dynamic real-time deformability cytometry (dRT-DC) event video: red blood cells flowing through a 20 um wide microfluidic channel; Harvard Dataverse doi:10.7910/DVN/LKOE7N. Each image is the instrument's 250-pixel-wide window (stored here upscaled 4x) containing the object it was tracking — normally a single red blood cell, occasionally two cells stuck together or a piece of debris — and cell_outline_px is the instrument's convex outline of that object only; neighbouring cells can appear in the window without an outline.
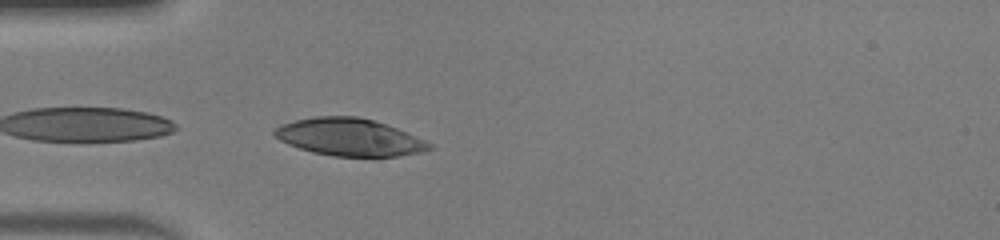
{"species": "human", "species_latin": "Homo sapiens", "temperature_condition": "warm", "stored_images_in_passage": 15, "camera_frame_rate_fps": 3000, "um_per_image_px": 0.085, "donor": {"sex": "male"}, "frame": {"image": 1, "passage_image": 1, "time_ms": 0.0, "image_size_px": [1000, 240], "cell_outline_px": [[432, 148], [420, 152], [400, 156], [332, 156], [312, 152], [288, 144], [280, 140], [272, 132], [280, 124], [296, 120], [316, 116], [356, 116], [372, 120], [396, 128], [424, 140], [432, 144]], "centroid_in_image_um": [29.67, 11.66], "position_along_channel_um": 55.3, "area_um2": 33.35}}
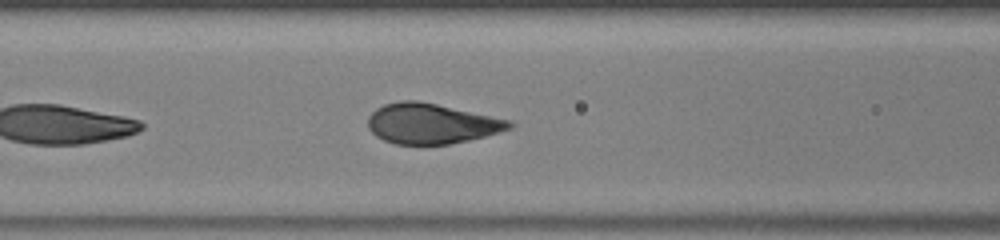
{"frame": {"image": 2, "passage_image": 7, "time_ms": 2.0, "image_size_px": [1000, 240], "cell_outline_px": [[516, 124], [512, 128], [484, 136], [468, 140], [448, 144], [396, 144], [384, 140], [376, 136], [368, 128], [368, 116], [376, 108], [384, 104], [400, 100], [416, 100], [436, 104], [512, 120]], "centroid_in_image_um": [36.66, 10.5], "position_along_channel_um": 129.9, "area_um2": 33.12}}